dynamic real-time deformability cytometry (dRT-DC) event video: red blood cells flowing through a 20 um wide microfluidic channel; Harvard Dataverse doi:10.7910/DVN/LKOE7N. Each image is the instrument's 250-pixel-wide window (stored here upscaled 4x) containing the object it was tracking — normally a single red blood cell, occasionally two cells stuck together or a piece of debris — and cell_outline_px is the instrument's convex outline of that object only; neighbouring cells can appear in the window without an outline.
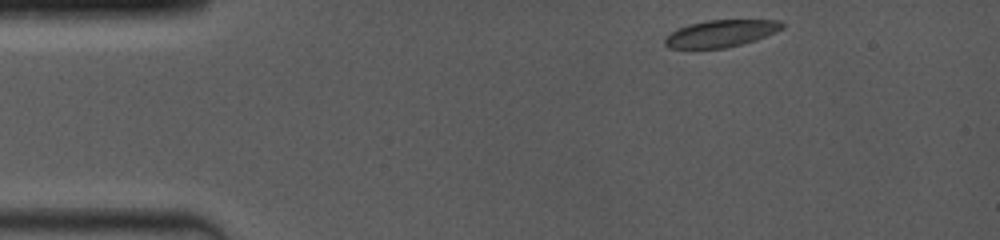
{"species": "common noctule bat (a hibernating species)", "species_latin": "Nyctalus noctula", "temperature_condition": "room temperature", "stored_images_in_passage": 9, "camera_frame_rate_fps": 4000, "um_per_image_px": 0.085, "animal": {"sex": "female", "body_mass_g": 19.0, "forearm_length_mm": 53.3}, "frame": {"image": 1, "passage_image": 1, "time_ms": 0.0, "image_size_px": [1000, 240], "cell_outline_px": [[784, 28], [776, 32], [756, 40], [724, 48], [668, 48], [664, 44], [664, 36], [680, 28], [692, 24], [708, 20], [780, 20], [784, 24]], "centroid_in_image_um": [61.29, 2.84], "position_along_channel_um": 23.7, "area_um2": 18.32}}